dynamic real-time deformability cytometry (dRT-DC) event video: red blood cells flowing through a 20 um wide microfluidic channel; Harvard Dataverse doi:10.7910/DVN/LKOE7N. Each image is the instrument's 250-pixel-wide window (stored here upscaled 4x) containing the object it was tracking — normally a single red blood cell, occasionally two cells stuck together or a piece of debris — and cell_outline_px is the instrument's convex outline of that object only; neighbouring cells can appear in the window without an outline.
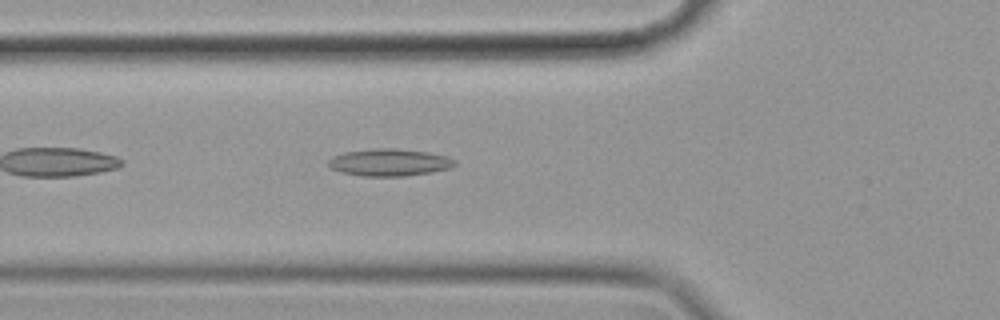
{"species": "common noctule bat (a hibernating species)", "species_latin": "Nyctalus noctula", "temperature_condition": "cold", "stored_images_in_passage": 43, "camera_frame_rate_fps": 3000, "um_per_image_px": 0.085, "animal": {"sex": "female", "body_mass_g": 19.9}, "frame": {"image": 1, "passage_image": 6, "time_ms": 1.667, "image_size_px": [1000, 320], "cell_outline_px": [[456, 164], [448, 168], [432, 172], [404, 176], [360, 176], [340, 172], [332, 168], [328, 164], [328, 160], [332, 156], [344, 152], [372, 148], [396, 148], [428, 152], [448, 156], [456, 160]], "centroid_in_image_um": [33.08, 13.8], "position_along_channel_um": 92.7, "area_um2": 20.17}}
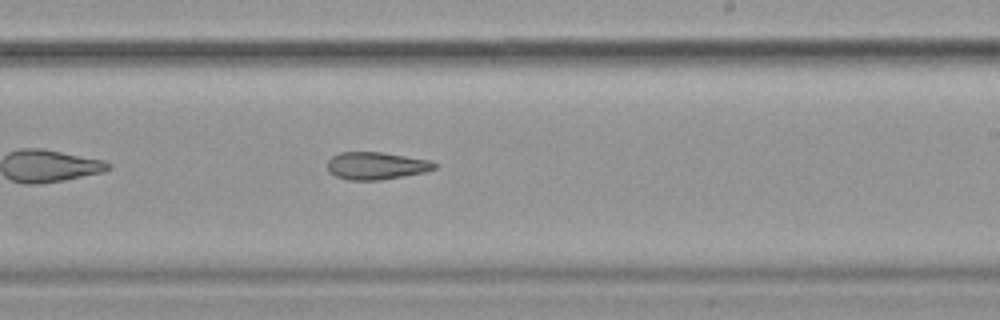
{"frame": {"image": 2, "passage_image": 20, "time_ms": 6.333, "image_size_px": [1000, 320], "cell_outline_px": [[436, 168], [424, 172], [404, 176], [380, 180], [348, 180], [336, 176], [328, 172], [328, 160], [332, 156], [340, 152], [384, 152], [432, 160], [436, 164]], "centroid_in_image_um": [31.99, 14.08], "position_along_channel_um": 257.0, "area_um2": 17.28}}
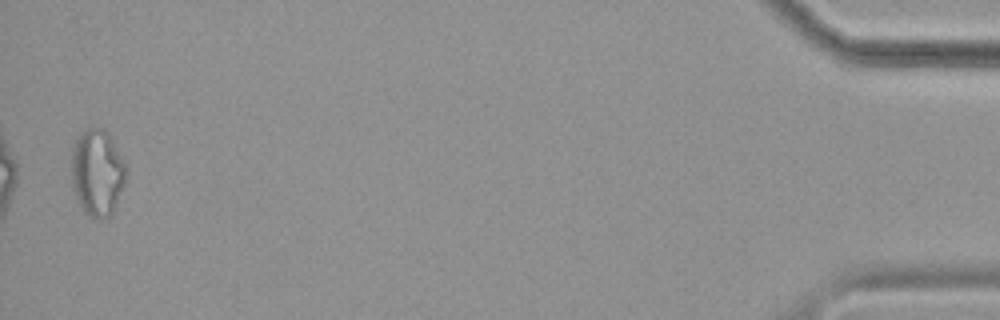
{"frame": {"image": 3, "passage_image": 42, "time_ms": 13.667, "image_size_px": [1000, 320], "cell_outline_px": [[128, 168], [124, 184], [112, 216], [104, 220], [100, 220], [88, 216], [84, 212], [72, 188], [72, 148], [80, 132], [88, 128], [104, 128], [108, 132], [128, 164]], "centroid_in_image_um": [8.3, 14.68], "position_along_channel_um": 426.9, "area_um2": 28.26}}